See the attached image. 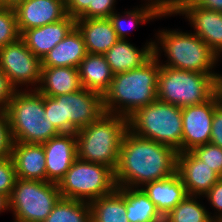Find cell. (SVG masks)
Listing matches in <instances>:
<instances>
[{
	"instance_id": "cell-1",
	"label": "cell",
	"mask_w": 222,
	"mask_h": 222,
	"mask_svg": "<svg viewBox=\"0 0 222 222\" xmlns=\"http://www.w3.org/2000/svg\"><path fill=\"white\" fill-rule=\"evenodd\" d=\"M178 151L168 145L125 133L114 171L118 187L141 188L148 182L162 180L177 173Z\"/></svg>"
},
{
	"instance_id": "cell-2",
	"label": "cell",
	"mask_w": 222,
	"mask_h": 222,
	"mask_svg": "<svg viewBox=\"0 0 222 222\" xmlns=\"http://www.w3.org/2000/svg\"><path fill=\"white\" fill-rule=\"evenodd\" d=\"M160 67L153 55L134 70L114 74L109 90L103 95L104 111L128 118L137 109L156 101Z\"/></svg>"
},
{
	"instance_id": "cell-3",
	"label": "cell",
	"mask_w": 222,
	"mask_h": 222,
	"mask_svg": "<svg viewBox=\"0 0 222 222\" xmlns=\"http://www.w3.org/2000/svg\"><path fill=\"white\" fill-rule=\"evenodd\" d=\"M153 51L161 66L202 74H220L214 69L221 59L192 31L183 32L180 28L157 30ZM162 53L167 58L164 62L161 61Z\"/></svg>"
},
{
	"instance_id": "cell-4",
	"label": "cell",
	"mask_w": 222,
	"mask_h": 222,
	"mask_svg": "<svg viewBox=\"0 0 222 222\" xmlns=\"http://www.w3.org/2000/svg\"><path fill=\"white\" fill-rule=\"evenodd\" d=\"M127 130L128 118L104 112L94 122L75 133L77 158L106 165L115 171Z\"/></svg>"
},
{
	"instance_id": "cell-5",
	"label": "cell",
	"mask_w": 222,
	"mask_h": 222,
	"mask_svg": "<svg viewBox=\"0 0 222 222\" xmlns=\"http://www.w3.org/2000/svg\"><path fill=\"white\" fill-rule=\"evenodd\" d=\"M222 87V74H202L161 66L157 99L184 108L207 102Z\"/></svg>"
},
{
	"instance_id": "cell-6",
	"label": "cell",
	"mask_w": 222,
	"mask_h": 222,
	"mask_svg": "<svg viewBox=\"0 0 222 222\" xmlns=\"http://www.w3.org/2000/svg\"><path fill=\"white\" fill-rule=\"evenodd\" d=\"M13 142L43 144L60 134L44 118V95L38 90H18L6 108Z\"/></svg>"
},
{
	"instance_id": "cell-7",
	"label": "cell",
	"mask_w": 222,
	"mask_h": 222,
	"mask_svg": "<svg viewBox=\"0 0 222 222\" xmlns=\"http://www.w3.org/2000/svg\"><path fill=\"white\" fill-rule=\"evenodd\" d=\"M44 109L43 117L60 133H76L105 112L103 96L85 88L56 97L44 96Z\"/></svg>"
},
{
	"instance_id": "cell-8",
	"label": "cell",
	"mask_w": 222,
	"mask_h": 222,
	"mask_svg": "<svg viewBox=\"0 0 222 222\" xmlns=\"http://www.w3.org/2000/svg\"><path fill=\"white\" fill-rule=\"evenodd\" d=\"M128 129L137 136L182 152V108L158 99L128 117Z\"/></svg>"
},
{
	"instance_id": "cell-9",
	"label": "cell",
	"mask_w": 222,
	"mask_h": 222,
	"mask_svg": "<svg viewBox=\"0 0 222 222\" xmlns=\"http://www.w3.org/2000/svg\"><path fill=\"white\" fill-rule=\"evenodd\" d=\"M58 187L63 198L91 202L116 188L114 171L106 165L77 158Z\"/></svg>"
},
{
	"instance_id": "cell-10",
	"label": "cell",
	"mask_w": 222,
	"mask_h": 222,
	"mask_svg": "<svg viewBox=\"0 0 222 222\" xmlns=\"http://www.w3.org/2000/svg\"><path fill=\"white\" fill-rule=\"evenodd\" d=\"M57 183L17 178L9 196V210L18 222H43L60 199Z\"/></svg>"
},
{
	"instance_id": "cell-11",
	"label": "cell",
	"mask_w": 222,
	"mask_h": 222,
	"mask_svg": "<svg viewBox=\"0 0 222 222\" xmlns=\"http://www.w3.org/2000/svg\"><path fill=\"white\" fill-rule=\"evenodd\" d=\"M41 67V59L26 47L21 38L0 48V69L17 91L37 90Z\"/></svg>"
},
{
	"instance_id": "cell-12",
	"label": "cell",
	"mask_w": 222,
	"mask_h": 222,
	"mask_svg": "<svg viewBox=\"0 0 222 222\" xmlns=\"http://www.w3.org/2000/svg\"><path fill=\"white\" fill-rule=\"evenodd\" d=\"M222 102V87L207 101L182 108V152L210 143L215 108Z\"/></svg>"
},
{
	"instance_id": "cell-13",
	"label": "cell",
	"mask_w": 222,
	"mask_h": 222,
	"mask_svg": "<svg viewBox=\"0 0 222 222\" xmlns=\"http://www.w3.org/2000/svg\"><path fill=\"white\" fill-rule=\"evenodd\" d=\"M185 16L199 36L221 59L222 57V12L202 9L193 1H184L177 14Z\"/></svg>"
},
{
	"instance_id": "cell-14",
	"label": "cell",
	"mask_w": 222,
	"mask_h": 222,
	"mask_svg": "<svg viewBox=\"0 0 222 222\" xmlns=\"http://www.w3.org/2000/svg\"><path fill=\"white\" fill-rule=\"evenodd\" d=\"M46 165V181L57 183L65 176L77 159L75 133H60L43 143Z\"/></svg>"
},
{
	"instance_id": "cell-15",
	"label": "cell",
	"mask_w": 222,
	"mask_h": 222,
	"mask_svg": "<svg viewBox=\"0 0 222 222\" xmlns=\"http://www.w3.org/2000/svg\"><path fill=\"white\" fill-rule=\"evenodd\" d=\"M14 10L20 34L24 30L59 22L67 16L66 4L60 0H25Z\"/></svg>"
},
{
	"instance_id": "cell-16",
	"label": "cell",
	"mask_w": 222,
	"mask_h": 222,
	"mask_svg": "<svg viewBox=\"0 0 222 222\" xmlns=\"http://www.w3.org/2000/svg\"><path fill=\"white\" fill-rule=\"evenodd\" d=\"M177 174L188 195L203 196L221 178L191 151L178 152Z\"/></svg>"
},
{
	"instance_id": "cell-17",
	"label": "cell",
	"mask_w": 222,
	"mask_h": 222,
	"mask_svg": "<svg viewBox=\"0 0 222 222\" xmlns=\"http://www.w3.org/2000/svg\"><path fill=\"white\" fill-rule=\"evenodd\" d=\"M76 26V19L67 15L56 23L24 30L20 38L26 47L41 60Z\"/></svg>"
},
{
	"instance_id": "cell-18",
	"label": "cell",
	"mask_w": 222,
	"mask_h": 222,
	"mask_svg": "<svg viewBox=\"0 0 222 222\" xmlns=\"http://www.w3.org/2000/svg\"><path fill=\"white\" fill-rule=\"evenodd\" d=\"M10 156L17 178L46 181L43 144L13 142Z\"/></svg>"
},
{
	"instance_id": "cell-19",
	"label": "cell",
	"mask_w": 222,
	"mask_h": 222,
	"mask_svg": "<svg viewBox=\"0 0 222 222\" xmlns=\"http://www.w3.org/2000/svg\"><path fill=\"white\" fill-rule=\"evenodd\" d=\"M153 52V39H149L140 49L129 39H119L104 56L112 72L117 74L142 66L154 55Z\"/></svg>"
},
{
	"instance_id": "cell-20",
	"label": "cell",
	"mask_w": 222,
	"mask_h": 222,
	"mask_svg": "<svg viewBox=\"0 0 222 222\" xmlns=\"http://www.w3.org/2000/svg\"><path fill=\"white\" fill-rule=\"evenodd\" d=\"M141 189L156 205L157 210L163 217L188 195L177 173L162 180L148 182Z\"/></svg>"
},
{
	"instance_id": "cell-21",
	"label": "cell",
	"mask_w": 222,
	"mask_h": 222,
	"mask_svg": "<svg viewBox=\"0 0 222 222\" xmlns=\"http://www.w3.org/2000/svg\"><path fill=\"white\" fill-rule=\"evenodd\" d=\"M86 55L87 50L83 35L75 26L62 41L43 57L41 60L42 67L78 68Z\"/></svg>"
},
{
	"instance_id": "cell-22",
	"label": "cell",
	"mask_w": 222,
	"mask_h": 222,
	"mask_svg": "<svg viewBox=\"0 0 222 222\" xmlns=\"http://www.w3.org/2000/svg\"><path fill=\"white\" fill-rule=\"evenodd\" d=\"M87 53L105 54L119 39L109 18H76Z\"/></svg>"
},
{
	"instance_id": "cell-23",
	"label": "cell",
	"mask_w": 222,
	"mask_h": 222,
	"mask_svg": "<svg viewBox=\"0 0 222 222\" xmlns=\"http://www.w3.org/2000/svg\"><path fill=\"white\" fill-rule=\"evenodd\" d=\"M78 68L41 67L37 90L44 96L56 97L82 89Z\"/></svg>"
},
{
	"instance_id": "cell-24",
	"label": "cell",
	"mask_w": 222,
	"mask_h": 222,
	"mask_svg": "<svg viewBox=\"0 0 222 222\" xmlns=\"http://www.w3.org/2000/svg\"><path fill=\"white\" fill-rule=\"evenodd\" d=\"M83 88L104 95L111 85L114 73L103 54L87 53L78 67Z\"/></svg>"
},
{
	"instance_id": "cell-25",
	"label": "cell",
	"mask_w": 222,
	"mask_h": 222,
	"mask_svg": "<svg viewBox=\"0 0 222 222\" xmlns=\"http://www.w3.org/2000/svg\"><path fill=\"white\" fill-rule=\"evenodd\" d=\"M116 189L126 200V217L129 222H164L156 205L141 188L116 186Z\"/></svg>"
},
{
	"instance_id": "cell-26",
	"label": "cell",
	"mask_w": 222,
	"mask_h": 222,
	"mask_svg": "<svg viewBox=\"0 0 222 222\" xmlns=\"http://www.w3.org/2000/svg\"><path fill=\"white\" fill-rule=\"evenodd\" d=\"M91 222H129L126 200L115 188L111 193L89 202Z\"/></svg>"
},
{
	"instance_id": "cell-27",
	"label": "cell",
	"mask_w": 222,
	"mask_h": 222,
	"mask_svg": "<svg viewBox=\"0 0 222 222\" xmlns=\"http://www.w3.org/2000/svg\"><path fill=\"white\" fill-rule=\"evenodd\" d=\"M140 5L122 13L115 11L109 16L118 39L128 40L129 31L131 32L130 28L136 29L139 27L138 25L146 24L155 19L166 18V16H159L151 7L146 6L144 3Z\"/></svg>"
},
{
	"instance_id": "cell-28",
	"label": "cell",
	"mask_w": 222,
	"mask_h": 222,
	"mask_svg": "<svg viewBox=\"0 0 222 222\" xmlns=\"http://www.w3.org/2000/svg\"><path fill=\"white\" fill-rule=\"evenodd\" d=\"M200 200L202 196L187 195L164 216V222H215L211 218L212 213Z\"/></svg>"
},
{
	"instance_id": "cell-29",
	"label": "cell",
	"mask_w": 222,
	"mask_h": 222,
	"mask_svg": "<svg viewBox=\"0 0 222 222\" xmlns=\"http://www.w3.org/2000/svg\"><path fill=\"white\" fill-rule=\"evenodd\" d=\"M43 222H91L89 202L60 197Z\"/></svg>"
},
{
	"instance_id": "cell-30",
	"label": "cell",
	"mask_w": 222,
	"mask_h": 222,
	"mask_svg": "<svg viewBox=\"0 0 222 222\" xmlns=\"http://www.w3.org/2000/svg\"><path fill=\"white\" fill-rule=\"evenodd\" d=\"M14 8L0 6V48L20 38Z\"/></svg>"
},
{
	"instance_id": "cell-31",
	"label": "cell",
	"mask_w": 222,
	"mask_h": 222,
	"mask_svg": "<svg viewBox=\"0 0 222 222\" xmlns=\"http://www.w3.org/2000/svg\"><path fill=\"white\" fill-rule=\"evenodd\" d=\"M198 159L222 178V148L210 143L198 146L191 151Z\"/></svg>"
},
{
	"instance_id": "cell-32",
	"label": "cell",
	"mask_w": 222,
	"mask_h": 222,
	"mask_svg": "<svg viewBox=\"0 0 222 222\" xmlns=\"http://www.w3.org/2000/svg\"><path fill=\"white\" fill-rule=\"evenodd\" d=\"M16 180L17 175L11 156L0 159V193L9 198Z\"/></svg>"
},
{
	"instance_id": "cell-33",
	"label": "cell",
	"mask_w": 222,
	"mask_h": 222,
	"mask_svg": "<svg viewBox=\"0 0 222 222\" xmlns=\"http://www.w3.org/2000/svg\"><path fill=\"white\" fill-rule=\"evenodd\" d=\"M116 0H92L89 7L78 17L84 19L109 18L117 11Z\"/></svg>"
},
{
	"instance_id": "cell-34",
	"label": "cell",
	"mask_w": 222,
	"mask_h": 222,
	"mask_svg": "<svg viewBox=\"0 0 222 222\" xmlns=\"http://www.w3.org/2000/svg\"><path fill=\"white\" fill-rule=\"evenodd\" d=\"M13 139L7 110L0 107V159L11 155Z\"/></svg>"
},
{
	"instance_id": "cell-35",
	"label": "cell",
	"mask_w": 222,
	"mask_h": 222,
	"mask_svg": "<svg viewBox=\"0 0 222 222\" xmlns=\"http://www.w3.org/2000/svg\"><path fill=\"white\" fill-rule=\"evenodd\" d=\"M159 16H175L179 13L184 0H144Z\"/></svg>"
},
{
	"instance_id": "cell-36",
	"label": "cell",
	"mask_w": 222,
	"mask_h": 222,
	"mask_svg": "<svg viewBox=\"0 0 222 222\" xmlns=\"http://www.w3.org/2000/svg\"><path fill=\"white\" fill-rule=\"evenodd\" d=\"M203 200L206 197V201L214 208V213L211 218L218 222L222 219V178H220L211 189L202 196Z\"/></svg>"
},
{
	"instance_id": "cell-37",
	"label": "cell",
	"mask_w": 222,
	"mask_h": 222,
	"mask_svg": "<svg viewBox=\"0 0 222 222\" xmlns=\"http://www.w3.org/2000/svg\"><path fill=\"white\" fill-rule=\"evenodd\" d=\"M210 142L222 148V102L215 108Z\"/></svg>"
},
{
	"instance_id": "cell-38",
	"label": "cell",
	"mask_w": 222,
	"mask_h": 222,
	"mask_svg": "<svg viewBox=\"0 0 222 222\" xmlns=\"http://www.w3.org/2000/svg\"><path fill=\"white\" fill-rule=\"evenodd\" d=\"M17 90L12 86L9 78L0 69V107L6 109L12 96Z\"/></svg>"
},
{
	"instance_id": "cell-39",
	"label": "cell",
	"mask_w": 222,
	"mask_h": 222,
	"mask_svg": "<svg viewBox=\"0 0 222 222\" xmlns=\"http://www.w3.org/2000/svg\"><path fill=\"white\" fill-rule=\"evenodd\" d=\"M92 0H68L66 3L67 15L78 18L90 5Z\"/></svg>"
},
{
	"instance_id": "cell-40",
	"label": "cell",
	"mask_w": 222,
	"mask_h": 222,
	"mask_svg": "<svg viewBox=\"0 0 222 222\" xmlns=\"http://www.w3.org/2000/svg\"><path fill=\"white\" fill-rule=\"evenodd\" d=\"M192 1L202 9H209L222 12V0H192Z\"/></svg>"
},
{
	"instance_id": "cell-41",
	"label": "cell",
	"mask_w": 222,
	"mask_h": 222,
	"mask_svg": "<svg viewBox=\"0 0 222 222\" xmlns=\"http://www.w3.org/2000/svg\"><path fill=\"white\" fill-rule=\"evenodd\" d=\"M6 211L10 212V210H9V198L6 195L0 193V215L3 212L5 213Z\"/></svg>"
},
{
	"instance_id": "cell-42",
	"label": "cell",
	"mask_w": 222,
	"mask_h": 222,
	"mask_svg": "<svg viewBox=\"0 0 222 222\" xmlns=\"http://www.w3.org/2000/svg\"><path fill=\"white\" fill-rule=\"evenodd\" d=\"M24 1L25 0H0V6L15 8L19 3Z\"/></svg>"
},
{
	"instance_id": "cell-43",
	"label": "cell",
	"mask_w": 222,
	"mask_h": 222,
	"mask_svg": "<svg viewBox=\"0 0 222 222\" xmlns=\"http://www.w3.org/2000/svg\"><path fill=\"white\" fill-rule=\"evenodd\" d=\"M60 1H62L65 4L68 2V0H60Z\"/></svg>"
}]
</instances>
